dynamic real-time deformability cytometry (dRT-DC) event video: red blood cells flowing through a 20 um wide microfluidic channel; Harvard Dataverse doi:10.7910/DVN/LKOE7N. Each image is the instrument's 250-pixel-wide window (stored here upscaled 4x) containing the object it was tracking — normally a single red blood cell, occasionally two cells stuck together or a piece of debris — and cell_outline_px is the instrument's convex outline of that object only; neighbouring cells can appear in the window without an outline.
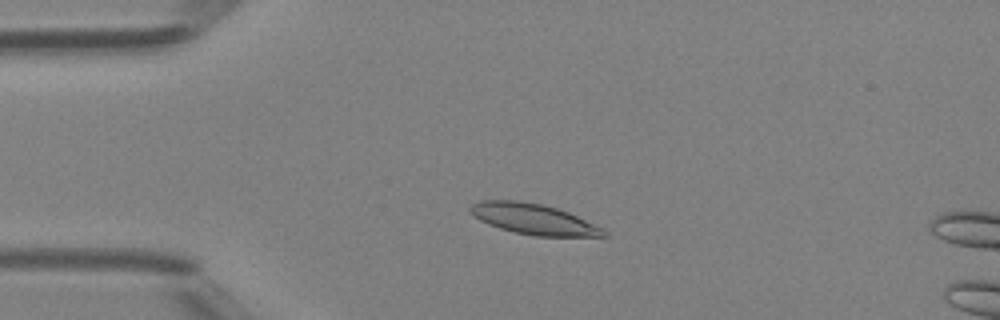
{"species": "Egyptian fruit bat (a non-hibernating species)", "species_latin": "Rousettus aegyptiacus", "temperature_condition": "room temperature", "stored_images_in_passage": 14, "camera_frame_rate_fps": 3000, "um_per_image_px": 0.085, "animal": {"sex": "female"}, "frame": {"image": 1, "passage_image": 10, "time_ms": 3.0, "image_size_px": [1000, 320], "cell_outline_px": [[608, 236], [536, 236], [516, 232], [500, 228], [488, 224], [472, 216], [468, 212], [468, 208], [472, 204], [480, 200], [516, 200], [540, 204], [556, 208], [568, 212], [604, 228], [608, 232]], "centroid_in_image_um": [45.33, 18.62], "position_along_channel_um": 39.7, "area_um2": 23.81}}